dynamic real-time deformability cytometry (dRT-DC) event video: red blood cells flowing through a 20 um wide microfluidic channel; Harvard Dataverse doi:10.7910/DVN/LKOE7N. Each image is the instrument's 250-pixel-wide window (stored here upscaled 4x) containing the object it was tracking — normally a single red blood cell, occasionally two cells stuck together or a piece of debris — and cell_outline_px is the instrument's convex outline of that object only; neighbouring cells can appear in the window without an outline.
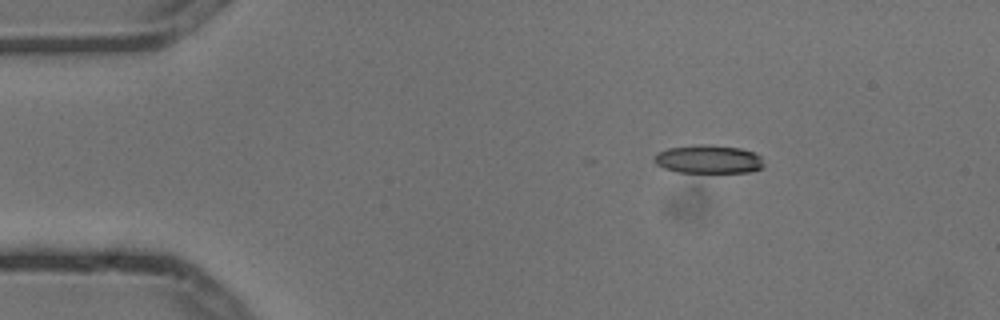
{"species": "common noctule bat (a hibernating species)", "species_latin": "Nyctalus noctula", "temperature_condition": "cold", "stored_images_in_passage": 3, "camera_frame_rate_fps": 3000, "um_per_image_px": 0.085, "animal": {"sex": "male", "body_mass_g": 13.3}, "frame": {"image": 1, "passage_image": 1, "time_ms": 0.0, "image_size_px": [1000, 320], "cell_outline_px": [[764, 168], [752, 172], [676, 172], [664, 168], [656, 164], [652, 160], [656, 152], [668, 148], [700, 144], [708, 144], [740, 148], [752, 152], [760, 156], [764, 164]], "centroid_in_image_um": [60.2, 13.54], "position_along_channel_um": 24.8, "area_um2": 18.32}}